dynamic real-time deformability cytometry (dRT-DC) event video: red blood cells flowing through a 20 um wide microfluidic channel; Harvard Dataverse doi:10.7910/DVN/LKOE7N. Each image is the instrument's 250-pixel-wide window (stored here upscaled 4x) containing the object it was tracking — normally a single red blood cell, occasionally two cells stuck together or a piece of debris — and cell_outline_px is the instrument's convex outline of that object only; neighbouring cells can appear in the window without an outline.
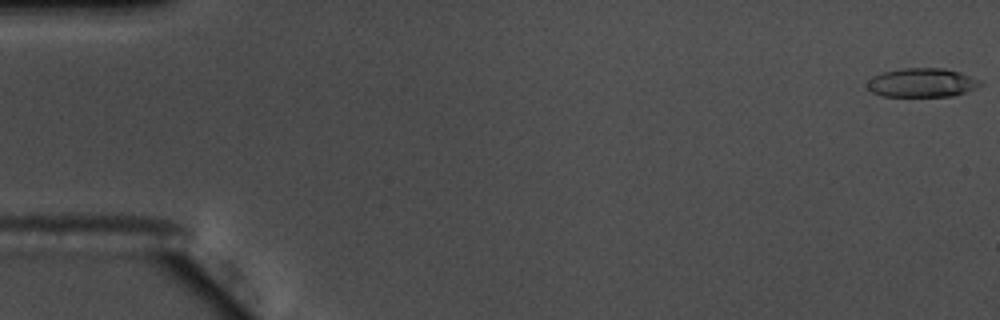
{"species": "common noctule bat (a hibernating species)", "species_latin": "Nyctalus noctula", "temperature_condition": "warm", "stored_images_in_passage": 56, "camera_frame_rate_fps": 3000, "um_per_image_px": 0.085, "animal": {"sex": "male", "body_mass_g": 17.5, "forearm_length_mm": 52.3}, "frame": {"image": 1, "passage_image": 1, "time_ms": 0.0, "image_size_px": [1000, 320], "cell_outline_px": [[984, 84], [976, 88], [952, 96], [880, 96], [872, 92], [864, 84], [872, 76], [884, 72], [900, 68], [944, 68], [960, 72], [980, 80]], "centroid_in_image_um": [78.34, 7.02], "position_along_channel_um": 6.7, "area_um2": 19.19}}
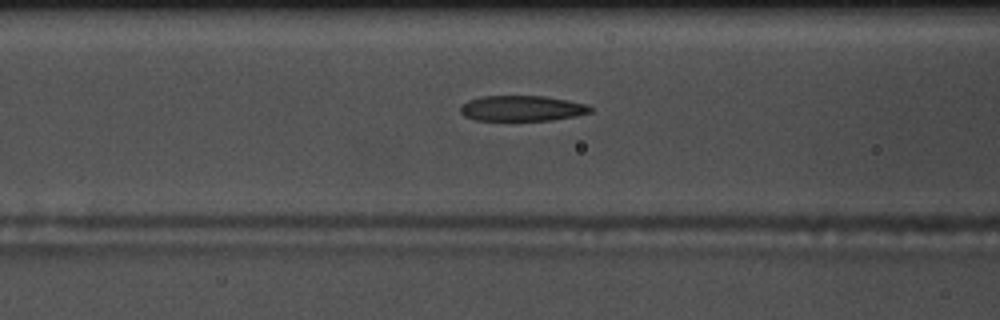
{"frame": {"image": 2, "passage_image": 23, "time_ms": 7.333, "image_size_px": [1000, 320], "cell_outline_px": [[592, 112], [576, 116], [552, 120], [476, 120], [464, 116], [460, 112], [460, 108], [468, 100], [480, 96], [544, 96], [568, 100], [588, 104], [592, 108]], "centroid_in_image_um": [44.39, 9.2], "position_along_channel_um": 122.2, "area_um2": 19.36}}
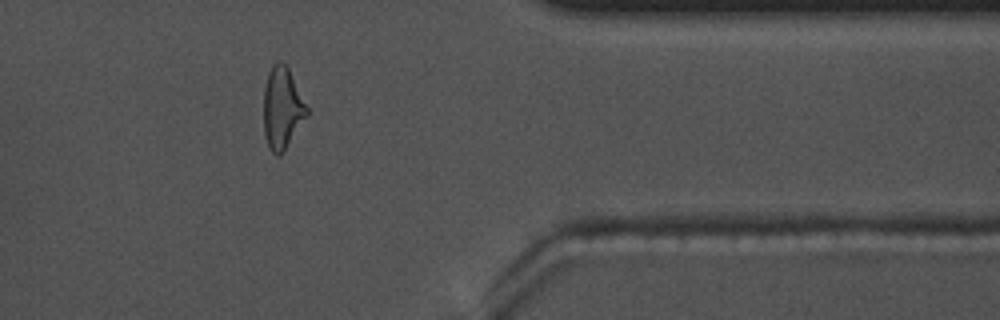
{"frame": {"image": 3, "passage_image": 46, "time_ms": 15.0, "image_size_px": [1000, 320], "cell_outline_px": [[308, 116], [284, 152], [280, 156], [276, 156], [268, 148], [264, 136], [264, 88], [268, 72], [272, 64], [276, 60], [280, 60], [288, 68], [308, 108]], "centroid_in_image_um": [23.98, 9.23], "position_along_channel_um": 387.4, "area_um2": 20.87}, "authors_computed_cell_mechanics": {"area_um2": 20.1433, "velocity_mm_per_s": 3.6814, "shape_relaxation_time_tau1_ms": 5.4345, "shape_relaxation_time_tau2_ms": 2.6335, "deformation_change_tau1": 0.1878, "deformation_change_tau2": 0.1336}}